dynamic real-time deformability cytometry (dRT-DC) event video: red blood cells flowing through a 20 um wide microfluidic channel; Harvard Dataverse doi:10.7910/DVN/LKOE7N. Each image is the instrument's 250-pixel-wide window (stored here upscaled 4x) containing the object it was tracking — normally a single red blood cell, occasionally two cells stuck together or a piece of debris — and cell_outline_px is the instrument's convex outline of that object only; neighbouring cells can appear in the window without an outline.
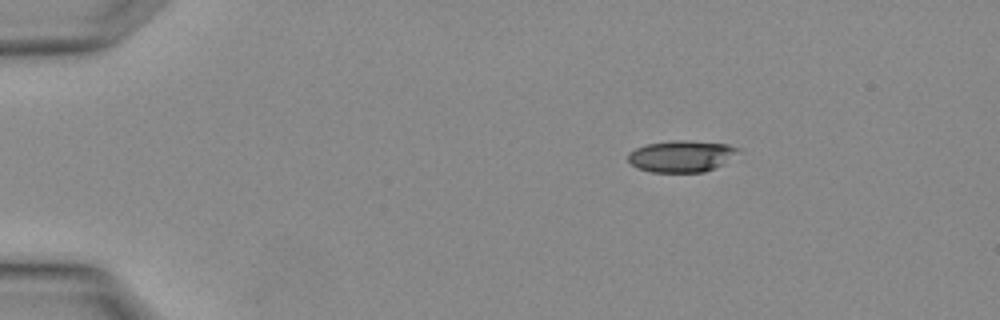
{"species": "Egyptian fruit bat (a non-hibernating species)", "species_latin": "Rousettus aegyptiacus", "temperature_condition": "warm", "stored_images_in_passage": 3, "segment_of_instrument_passage": [1, 2], "camera_frame_rate_fps": 3000, "um_per_image_px": 0.085, "animal": {"sex": "female"}, "frame": {"image": 1, "passage_image": 1, "time_ms": 0.0, "image_size_px": [1000, 320], "cell_outline_px": [[740, 148], [724, 164], [704, 172], [652, 172], [636, 168], [628, 160], [628, 152], [636, 148], [648, 144], [672, 140], [688, 140], [728, 144]], "centroid_in_image_um": [57.9, 13.27], "position_along_channel_um": 27.1, "area_um2": 20.23}}